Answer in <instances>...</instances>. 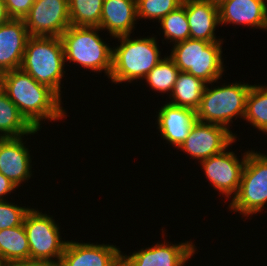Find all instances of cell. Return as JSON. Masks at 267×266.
Here are the masks:
<instances>
[{
  "label": "cell",
  "mask_w": 267,
  "mask_h": 266,
  "mask_svg": "<svg viewBox=\"0 0 267 266\" xmlns=\"http://www.w3.org/2000/svg\"><path fill=\"white\" fill-rule=\"evenodd\" d=\"M0 88L34 129L40 130L43 120L58 121L68 116L62 99L21 68L1 74Z\"/></svg>",
  "instance_id": "6da1fadb"
},
{
  "label": "cell",
  "mask_w": 267,
  "mask_h": 266,
  "mask_svg": "<svg viewBox=\"0 0 267 266\" xmlns=\"http://www.w3.org/2000/svg\"><path fill=\"white\" fill-rule=\"evenodd\" d=\"M130 35L118 36L120 42L113 47L112 71L109 79L112 83H132L144 80L147 74L163 59L156 36L130 38Z\"/></svg>",
  "instance_id": "7a4b0ae2"
},
{
  "label": "cell",
  "mask_w": 267,
  "mask_h": 266,
  "mask_svg": "<svg viewBox=\"0 0 267 266\" xmlns=\"http://www.w3.org/2000/svg\"><path fill=\"white\" fill-rule=\"evenodd\" d=\"M65 57L60 37L30 36L27 40L21 69L38 83L48 86L62 99V78Z\"/></svg>",
  "instance_id": "3957f363"
},
{
  "label": "cell",
  "mask_w": 267,
  "mask_h": 266,
  "mask_svg": "<svg viewBox=\"0 0 267 266\" xmlns=\"http://www.w3.org/2000/svg\"><path fill=\"white\" fill-rule=\"evenodd\" d=\"M97 26H72L60 36L65 64L78 63L81 68L95 73L104 71L108 79L112 71L113 48L102 40Z\"/></svg>",
  "instance_id": "277c9868"
},
{
  "label": "cell",
  "mask_w": 267,
  "mask_h": 266,
  "mask_svg": "<svg viewBox=\"0 0 267 266\" xmlns=\"http://www.w3.org/2000/svg\"><path fill=\"white\" fill-rule=\"evenodd\" d=\"M223 41L207 42L187 39L176 43L169 57L181 72H187L207 84L216 83L225 71L222 58Z\"/></svg>",
  "instance_id": "5b68a950"
},
{
  "label": "cell",
  "mask_w": 267,
  "mask_h": 266,
  "mask_svg": "<svg viewBox=\"0 0 267 266\" xmlns=\"http://www.w3.org/2000/svg\"><path fill=\"white\" fill-rule=\"evenodd\" d=\"M231 83L213 88V83H210L211 89L208 87L210 84L206 85L200 106L196 110L197 121L221 125L231 131L230 124L234 117L244 118L246 97L251 84L237 81Z\"/></svg>",
  "instance_id": "8992f818"
},
{
  "label": "cell",
  "mask_w": 267,
  "mask_h": 266,
  "mask_svg": "<svg viewBox=\"0 0 267 266\" xmlns=\"http://www.w3.org/2000/svg\"><path fill=\"white\" fill-rule=\"evenodd\" d=\"M231 199L228 209L246 218L267 205V160L259 152L248 150L238 191Z\"/></svg>",
  "instance_id": "52a82bcc"
},
{
  "label": "cell",
  "mask_w": 267,
  "mask_h": 266,
  "mask_svg": "<svg viewBox=\"0 0 267 266\" xmlns=\"http://www.w3.org/2000/svg\"><path fill=\"white\" fill-rule=\"evenodd\" d=\"M30 249V259L60 261L67 241L60 235L53 216L31 208L23 222ZM56 258V259H55Z\"/></svg>",
  "instance_id": "ba28073f"
},
{
  "label": "cell",
  "mask_w": 267,
  "mask_h": 266,
  "mask_svg": "<svg viewBox=\"0 0 267 266\" xmlns=\"http://www.w3.org/2000/svg\"><path fill=\"white\" fill-rule=\"evenodd\" d=\"M23 20L30 36L60 37L71 25L68 0H35Z\"/></svg>",
  "instance_id": "9c48e42d"
},
{
  "label": "cell",
  "mask_w": 267,
  "mask_h": 266,
  "mask_svg": "<svg viewBox=\"0 0 267 266\" xmlns=\"http://www.w3.org/2000/svg\"><path fill=\"white\" fill-rule=\"evenodd\" d=\"M236 138L237 136L224 126L196 121L178 150L181 149L192 159L201 162L223 152L237 141Z\"/></svg>",
  "instance_id": "30bf717a"
},
{
  "label": "cell",
  "mask_w": 267,
  "mask_h": 266,
  "mask_svg": "<svg viewBox=\"0 0 267 266\" xmlns=\"http://www.w3.org/2000/svg\"><path fill=\"white\" fill-rule=\"evenodd\" d=\"M248 151L242 154V159L226 148L223 152L200 162L204 174L212 187L218 190L226 199L234 197L238 191L243 167ZM228 197V198H227Z\"/></svg>",
  "instance_id": "8fae6325"
},
{
  "label": "cell",
  "mask_w": 267,
  "mask_h": 266,
  "mask_svg": "<svg viewBox=\"0 0 267 266\" xmlns=\"http://www.w3.org/2000/svg\"><path fill=\"white\" fill-rule=\"evenodd\" d=\"M196 249L191 240L178 244L165 240L130 255L122 253V266H186Z\"/></svg>",
  "instance_id": "7c38bea8"
},
{
  "label": "cell",
  "mask_w": 267,
  "mask_h": 266,
  "mask_svg": "<svg viewBox=\"0 0 267 266\" xmlns=\"http://www.w3.org/2000/svg\"><path fill=\"white\" fill-rule=\"evenodd\" d=\"M122 251L112 244L68 241L61 266H122Z\"/></svg>",
  "instance_id": "4fadbf2b"
},
{
  "label": "cell",
  "mask_w": 267,
  "mask_h": 266,
  "mask_svg": "<svg viewBox=\"0 0 267 266\" xmlns=\"http://www.w3.org/2000/svg\"><path fill=\"white\" fill-rule=\"evenodd\" d=\"M157 124L161 137L166 143L176 147L183 144L192 126L197 121L196 111L166 102L157 112Z\"/></svg>",
  "instance_id": "5bb4252c"
},
{
  "label": "cell",
  "mask_w": 267,
  "mask_h": 266,
  "mask_svg": "<svg viewBox=\"0 0 267 266\" xmlns=\"http://www.w3.org/2000/svg\"><path fill=\"white\" fill-rule=\"evenodd\" d=\"M23 137L4 138L0 143V173L17 188L32 176V159Z\"/></svg>",
  "instance_id": "9a60e30c"
},
{
  "label": "cell",
  "mask_w": 267,
  "mask_h": 266,
  "mask_svg": "<svg viewBox=\"0 0 267 266\" xmlns=\"http://www.w3.org/2000/svg\"><path fill=\"white\" fill-rule=\"evenodd\" d=\"M267 0H222L218 4L219 23L246 25L267 31Z\"/></svg>",
  "instance_id": "2e32d148"
},
{
  "label": "cell",
  "mask_w": 267,
  "mask_h": 266,
  "mask_svg": "<svg viewBox=\"0 0 267 266\" xmlns=\"http://www.w3.org/2000/svg\"><path fill=\"white\" fill-rule=\"evenodd\" d=\"M29 37L23 19L0 24V75L21 67Z\"/></svg>",
  "instance_id": "e0dca14e"
},
{
  "label": "cell",
  "mask_w": 267,
  "mask_h": 266,
  "mask_svg": "<svg viewBox=\"0 0 267 266\" xmlns=\"http://www.w3.org/2000/svg\"><path fill=\"white\" fill-rule=\"evenodd\" d=\"M185 12L190 28V38L207 42L223 41L216 38L219 23L218 4L209 0H185Z\"/></svg>",
  "instance_id": "ac0fdd59"
},
{
  "label": "cell",
  "mask_w": 267,
  "mask_h": 266,
  "mask_svg": "<svg viewBox=\"0 0 267 266\" xmlns=\"http://www.w3.org/2000/svg\"><path fill=\"white\" fill-rule=\"evenodd\" d=\"M137 20L136 0H103L99 28L112 38L131 35Z\"/></svg>",
  "instance_id": "d6986e66"
},
{
  "label": "cell",
  "mask_w": 267,
  "mask_h": 266,
  "mask_svg": "<svg viewBox=\"0 0 267 266\" xmlns=\"http://www.w3.org/2000/svg\"><path fill=\"white\" fill-rule=\"evenodd\" d=\"M21 115L16 105L0 88V135L4 138H17L38 133Z\"/></svg>",
  "instance_id": "ffe728a7"
},
{
  "label": "cell",
  "mask_w": 267,
  "mask_h": 266,
  "mask_svg": "<svg viewBox=\"0 0 267 266\" xmlns=\"http://www.w3.org/2000/svg\"><path fill=\"white\" fill-rule=\"evenodd\" d=\"M207 83L187 72H179L168 103L197 110Z\"/></svg>",
  "instance_id": "44dd1931"
},
{
  "label": "cell",
  "mask_w": 267,
  "mask_h": 266,
  "mask_svg": "<svg viewBox=\"0 0 267 266\" xmlns=\"http://www.w3.org/2000/svg\"><path fill=\"white\" fill-rule=\"evenodd\" d=\"M0 259L7 263L30 259L24 225L0 230Z\"/></svg>",
  "instance_id": "7402d4cb"
},
{
  "label": "cell",
  "mask_w": 267,
  "mask_h": 266,
  "mask_svg": "<svg viewBox=\"0 0 267 266\" xmlns=\"http://www.w3.org/2000/svg\"><path fill=\"white\" fill-rule=\"evenodd\" d=\"M243 120L267 134V86L251 85L246 97Z\"/></svg>",
  "instance_id": "603a6c76"
},
{
  "label": "cell",
  "mask_w": 267,
  "mask_h": 266,
  "mask_svg": "<svg viewBox=\"0 0 267 266\" xmlns=\"http://www.w3.org/2000/svg\"><path fill=\"white\" fill-rule=\"evenodd\" d=\"M174 61L169 56L164 58L144 78L147 85L158 93L172 94L179 73Z\"/></svg>",
  "instance_id": "cb8c5ba5"
},
{
  "label": "cell",
  "mask_w": 267,
  "mask_h": 266,
  "mask_svg": "<svg viewBox=\"0 0 267 266\" xmlns=\"http://www.w3.org/2000/svg\"><path fill=\"white\" fill-rule=\"evenodd\" d=\"M160 29L164 39L176 44L190 38V28L185 12V0L177 9L169 12L160 21Z\"/></svg>",
  "instance_id": "d4e9b609"
},
{
  "label": "cell",
  "mask_w": 267,
  "mask_h": 266,
  "mask_svg": "<svg viewBox=\"0 0 267 266\" xmlns=\"http://www.w3.org/2000/svg\"><path fill=\"white\" fill-rule=\"evenodd\" d=\"M72 26H100L103 0H68Z\"/></svg>",
  "instance_id": "484cf974"
},
{
  "label": "cell",
  "mask_w": 267,
  "mask_h": 266,
  "mask_svg": "<svg viewBox=\"0 0 267 266\" xmlns=\"http://www.w3.org/2000/svg\"><path fill=\"white\" fill-rule=\"evenodd\" d=\"M183 0H136L137 17L139 19L158 20L181 6Z\"/></svg>",
  "instance_id": "4316f807"
},
{
  "label": "cell",
  "mask_w": 267,
  "mask_h": 266,
  "mask_svg": "<svg viewBox=\"0 0 267 266\" xmlns=\"http://www.w3.org/2000/svg\"><path fill=\"white\" fill-rule=\"evenodd\" d=\"M30 209L28 206L21 207L8 200L0 201V230L22 225Z\"/></svg>",
  "instance_id": "83f0119b"
},
{
  "label": "cell",
  "mask_w": 267,
  "mask_h": 266,
  "mask_svg": "<svg viewBox=\"0 0 267 266\" xmlns=\"http://www.w3.org/2000/svg\"><path fill=\"white\" fill-rule=\"evenodd\" d=\"M11 19H24L35 0H4Z\"/></svg>",
  "instance_id": "f1b7e54d"
},
{
  "label": "cell",
  "mask_w": 267,
  "mask_h": 266,
  "mask_svg": "<svg viewBox=\"0 0 267 266\" xmlns=\"http://www.w3.org/2000/svg\"><path fill=\"white\" fill-rule=\"evenodd\" d=\"M9 266H61L60 261L27 259L9 263Z\"/></svg>",
  "instance_id": "f546056e"
},
{
  "label": "cell",
  "mask_w": 267,
  "mask_h": 266,
  "mask_svg": "<svg viewBox=\"0 0 267 266\" xmlns=\"http://www.w3.org/2000/svg\"><path fill=\"white\" fill-rule=\"evenodd\" d=\"M17 187L2 173H0V201H6L7 194L11 195Z\"/></svg>",
  "instance_id": "4dcf8cb0"
},
{
  "label": "cell",
  "mask_w": 267,
  "mask_h": 266,
  "mask_svg": "<svg viewBox=\"0 0 267 266\" xmlns=\"http://www.w3.org/2000/svg\"><path fill=\"white\" fill-rule=\"evenodd\" d=\"M10 19L4 0H0V24L8 22Z\"/></svg>",
  "instance_id": "1f68e13d"
},
{
  "label": "cell",
  "mask_w": 267,
  "mask_h": 266,
  "mask_svg": "<svg viewBox=\"0 0 267 266\" xmlns=\"http://www.w3.org/2000/svg\"><path fill=\"white\" fill-rule=\"evenodd\" d=\"M0 266H9V263H7L4 260L0 259Z\"/></svg>",
  "instance_id": "d6a6232c"
},
{
  "label": "cell",
  "mask_w": 267,
  "mask_h": 266,
  "mask_svg": "<svg viewBox=\"0 0 267 266\" xmlns=\"http://www.w3.org/2000/svg\"><path fill=\"white\" fill-rule=\"evenodd\" d=\"M209 1L219 4L222 0H209Z\"/></svg>",
  "instance_id": "836d02e7"
},
{
  "label": "cell",
  "mask_w": 267,
  "mask_h": 266,
  "mask_svg": "<svg viewBox=\"0 0 267 266\" xmlns=\"http://www.w3.org/2000/svg\"><path fill=\"white\" fill-rule=\"evenodd\" d=\"M259 153L261 154L262 157H264L267 160V155L266 154H263L260 151H259Z\"/></svg>",
  "instance_id": "e575fe53"
},
{
  "label": "cell",
  "mask_w": 267,
  "mask_h": 266,
  "mask_svg": "<svg viewBox=\"0 0 267 266\" xmlns=\"http://www.w3.org/2000/svg\"><path fill=\"white\" fill-rule=\"evenodd\" d=\"M3 139H4V137L0 135V143H1V141H2Z\"/></svg>",
  "instance_id": "d590c367"
}]
</instances>
